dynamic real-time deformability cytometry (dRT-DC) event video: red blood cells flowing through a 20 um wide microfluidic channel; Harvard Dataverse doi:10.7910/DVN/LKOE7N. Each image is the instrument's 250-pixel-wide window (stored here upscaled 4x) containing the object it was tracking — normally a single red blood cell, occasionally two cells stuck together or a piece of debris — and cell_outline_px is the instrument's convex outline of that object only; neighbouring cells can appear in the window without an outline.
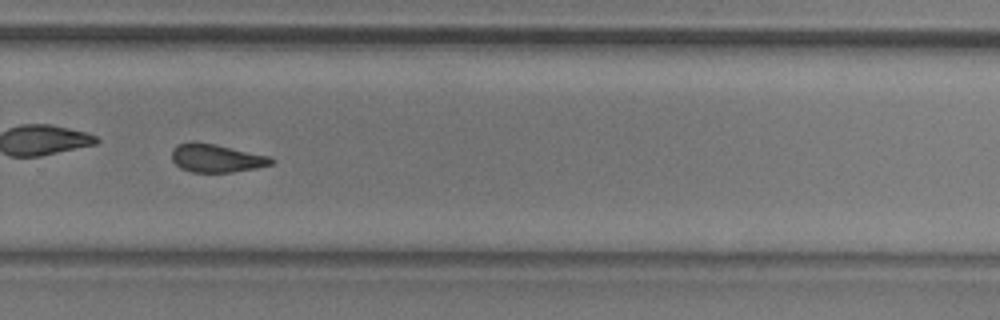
{"species": "common noctule bat (a hibernating species)", "species_latin": "Nyctalus noctula", "temperature_condition": "room temperature", "stored_images_in_passage": 49, "camera_frame_rate_fps": 3000, "um_per_image_px": 0.085, "animal": {"sex": "male", "body_mass_g": 20.5, "forearm_length_mm": 52.5}, "frame": {"image": 1, "passage_image": 35, "time_ms": 11.333, "image_size_px": [1000, 320], "cell_outline_px": [[276, 160], [272, 164], [256, 168], [232, 172], [192, 172], [180, 168], [172, 160], [172, 148], [176, 144], [196, 140], [216, 144], [268, 156]], "centroid_in_image_um": [18.35, 13.42], "position_along_channel_um": 311.4, "area_um2": 16.53}, "authors_computed_cell_mechanics": {"area_um2": 16.9932, "velocity_mm_per_s": 3.7956, "shape_relaxation_time_tau1_ms": null, "shape_relaxation_time_tau2_ms": 3.334, "deformation_change_tau1": null, "deformation_change_tau2": 0.093}}